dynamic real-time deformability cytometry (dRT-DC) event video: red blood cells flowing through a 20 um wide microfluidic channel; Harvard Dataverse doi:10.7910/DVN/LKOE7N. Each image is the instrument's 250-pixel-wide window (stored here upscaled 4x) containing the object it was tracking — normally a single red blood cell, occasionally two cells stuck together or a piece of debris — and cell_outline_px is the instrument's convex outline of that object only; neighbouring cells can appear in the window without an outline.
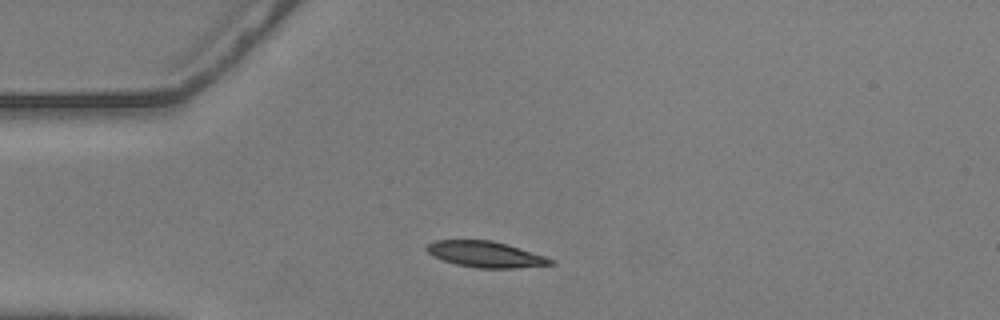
{"species": "common noctule bat (a hibernating species)", "species_latin": "Nyctalus noctula", "temperature_condition": "warm", "stored_images_in_passage": 43, "camera_frame_rate_fps": 3000, "um_per_image_px": 0.085, "animal": {"sex": "male", "body_mass_g": 20.5, "forearm_length_mm": 52.5}, "frame": {"image": 1, "passage_image": 1, "time_ms": 0.0, "image_size_px": [1000, 320], "cell_outline_px": [[556, 264], [516, 268], [476, 268], [456, 264], [432, 256], [424, 248], [432, 240], [492, 240], [508, 244], [544, 256], [552, 260]], "centroid_in_image_um": [41.24, 21.61], "position_along_channel_um": 43.8, "area_um2": 18.79}}
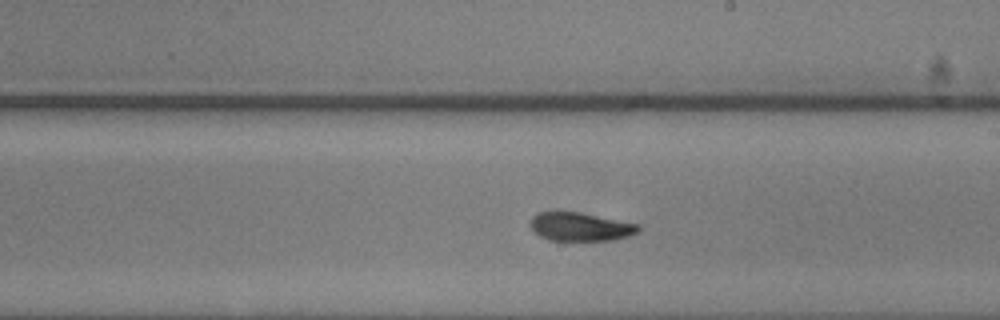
{"frame": {"image": 2, "passage_image": 19, "time_ms": 6.0, "image_size_px": [1000, 320], "cell_outline_px": [[640, 232], [628, 236], [612, 240], [548, 240], [532, 232], [528, 224], [528, 220], [536, 212], [580, 212], [640, 224]], "centroid_in_image_um": [49.29, 19.27], "position_along_channel_um": 239.7, "area_um2": 18.26}}
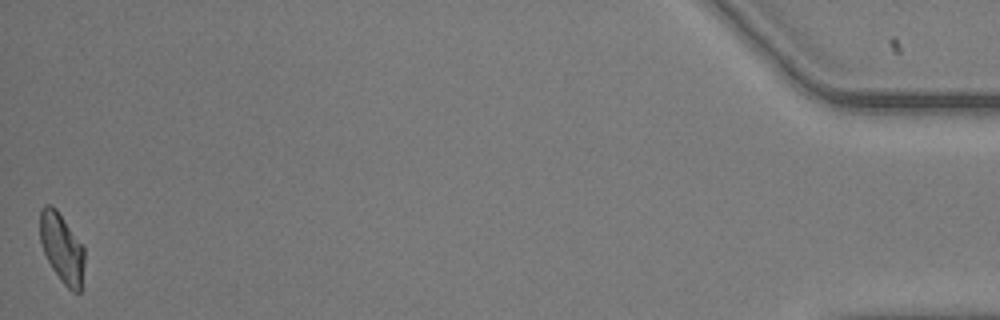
{"frame": {"image": 3, "passage_image": 43, "time_ms": 14.0, "image_size_px": [1000, 320], "cell_outline_px": [[84, 264], [80, 292], [72, 292], [64, 284], [52, 268], [44, 252], [40, 240], [40, 208], [44, 204], [48, 204], [56, 208], [84, 248]], "centroid_in_image_um": [5.25, 21.07], "position_along_channel_um": 430.0, "area_um2": 17.74}, "authors_computed_cell_mechanics": {"area_um2": 18.6694, "velocity_mm_per_s": 3.5834, "shape_relaxation_time_tau1_ms": null, "shape_relaxation_time_tau2_ms": 2.1106, "deformation_change_tau1": null, "deformation_change_tau2": 0.0597}}